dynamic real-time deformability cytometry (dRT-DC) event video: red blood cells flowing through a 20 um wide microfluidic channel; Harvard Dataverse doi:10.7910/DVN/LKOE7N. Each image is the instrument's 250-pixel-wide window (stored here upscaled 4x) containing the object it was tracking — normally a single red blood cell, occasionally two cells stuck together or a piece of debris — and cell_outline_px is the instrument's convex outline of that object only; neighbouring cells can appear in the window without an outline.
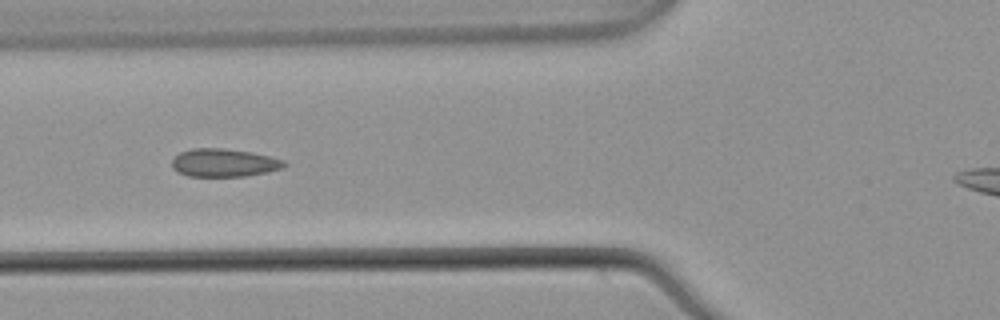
{"species": "common noctule bat (a hibernating species)", "species_latin": "Nyctalus noctula", "temperature_condition": "warm", "stored_images_in_passage": 6, "camera_frame_rate_fps": 3000, "um_per_image_px": 0.085, "animal": {"sex": "male", "body_mass_g": 21.5, "forearm_length_mm": 52.0}, "frame": {"image": 1, "passage_image": 4, "time_ms": 1.0, "image_size_px": [1000, 320], "cell_outline_px": [[288, 164], [284, 168], [268, 172], [244, 176], [188, 176], [172, 168], [172, 160], [180, 152], [192, 148], [224, 148], [252, 152], [284, 160]], "centroid_in_image_um": [19.07, 13.83], "position_along_channel_um": 106.7, "area_um2": 18.38}}
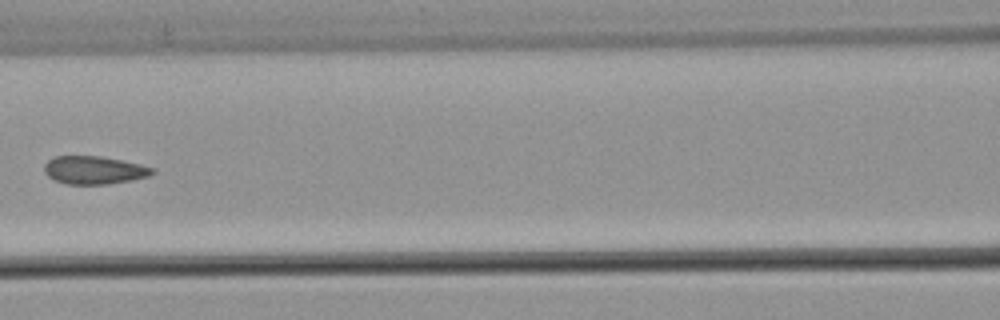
{"frame": {"image": 2, "passage_image": 5, "time_ms": 1.333, "image_size_px": [1000, 320], "cell_outline_px": [[156, 172], [148, 176], [132, 180], [108, 184], [64, 184], [52, 180], [44, 172], [44, 164], [48, 160], [56, 156], [100, 156], [140, 164], [156, 168]], "centroid_in_image_um": [7.99, 14.46], "position_along_channel_um": 158.6, "area_um2": 17.8}}